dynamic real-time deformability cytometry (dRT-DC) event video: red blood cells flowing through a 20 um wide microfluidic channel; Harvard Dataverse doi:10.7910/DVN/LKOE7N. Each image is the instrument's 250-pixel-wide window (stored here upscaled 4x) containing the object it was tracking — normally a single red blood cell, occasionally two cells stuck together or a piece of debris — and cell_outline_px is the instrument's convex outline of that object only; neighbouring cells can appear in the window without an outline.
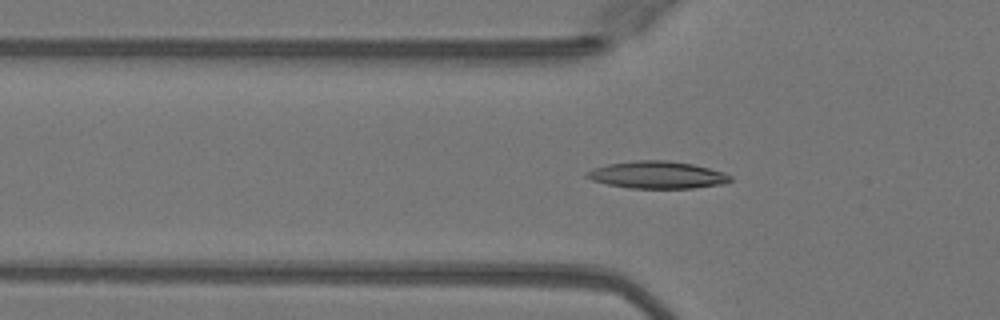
{"species": "Egyptian fruit bat (a non-hibernating species)", "species_latin": "Rousettus aegyptiacus", "temperature_condition": "warm", "stored_images_in_passage": 46, "camera_frame_rate_fps": 3000, "um_per_image_px": 0.085, "animal": {"sex": "female"}, "frame": {"image": 1, "passage_image": 17, "time_ms": 5.333, "image_size_px": [1000, 320], "cell_outline_px": [[732, 180], [724, 184], [692, 188], [632, 188], [608, 184], [592, 180], [584, 176], [584, 172], [608, 164], [636, 160], [668, 160], [692, 164], [724, 172], [732, 176]], "centroid_in_image_um": [55.89, 14.86], "position_along_channel_um": 69.9, "area_um2": 22.72}}
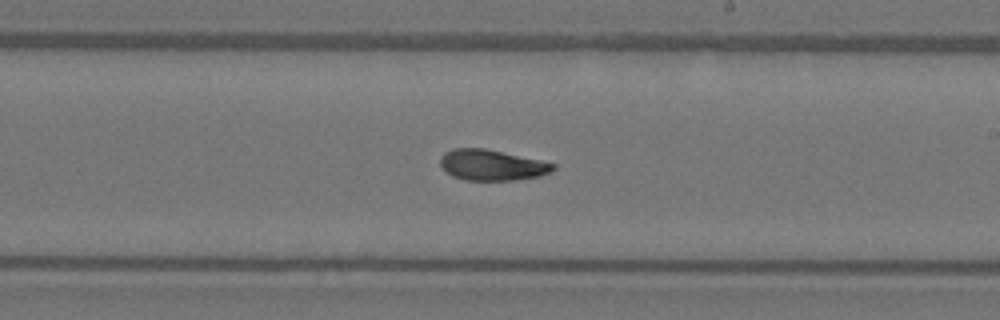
{"frame": {"image": 2, "passage_image": 30, "time_ms": 9.667, "image_size_px": [1000, 320], "cell_outline_px": [[556, 168], [552, 172], [540, 176], [512, 180], [464, 180], [452, 176], [440, 164], [440, 156], [444, 152], [452, 148], [484, 148], [540, 160], [556, 164]], "centroid_in_image_um": [41.81, 14.02], "position_along_channel_um": 247.2, "area_um2": 20.23}}
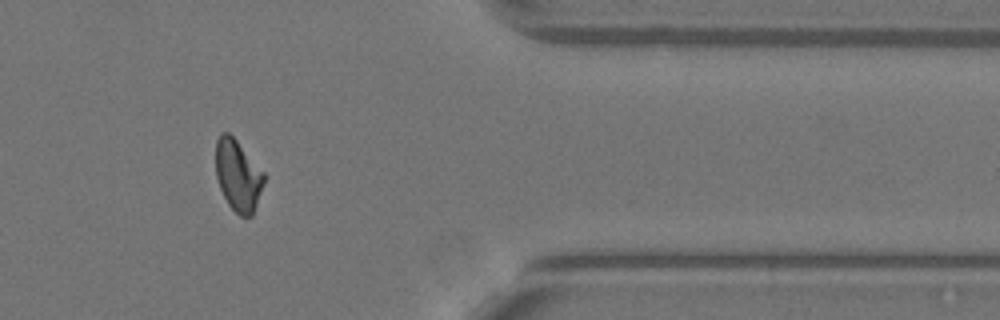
{"frame": {"image": 3, "passage_image": 42, "time_ms": 13.667, "image_size_px": [1000, 320], "cell_outline_px": [[264, 184], [252, 216], [240, 216], [228, 204], [220, 188], [216, 176], [216, 140], [220, 132], [228, 132], [236, 140], [264, 172]], "centroid_in_image_um": [20.22, 14.9], "position_along_channel_um": 391.2, "area_um2": 19.88}, "authors_computed_cell_mechanics": {"area_um2": 20.8658, "velocity_mm_per_s": 4.081, "shape_relaxation_time_tau1_ms": 9.6565, "shape_relaxation_time_tau2_ms": 2.6998, "deformation_change_tau1": 0.268, "deformation_change_tau2": 0.0844}}